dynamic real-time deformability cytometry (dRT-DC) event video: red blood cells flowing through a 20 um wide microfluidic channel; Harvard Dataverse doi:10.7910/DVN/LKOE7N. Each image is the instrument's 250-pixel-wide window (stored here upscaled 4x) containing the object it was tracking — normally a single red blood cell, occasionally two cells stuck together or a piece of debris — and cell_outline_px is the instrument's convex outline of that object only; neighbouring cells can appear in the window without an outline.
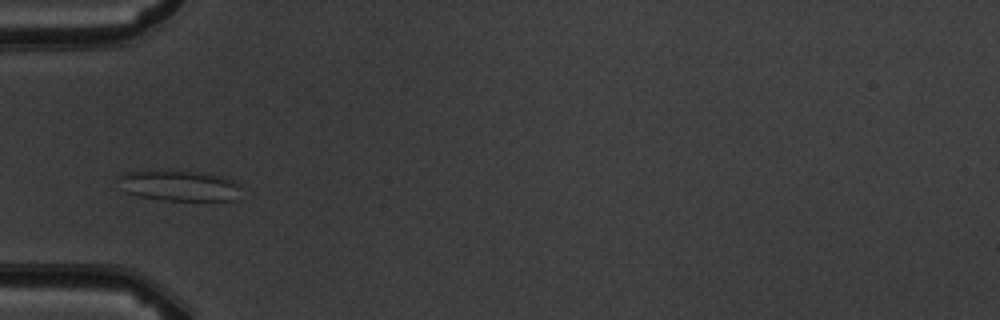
{"species": "common noctule bat (a hibernating species)", "species_latin": "Nyctalus noctula", "temperature_condition": "warm", "stored_images_in_passage": 3, "camera_frame_rate_fps": 3000, "um_per_image_px": 0.085, "animal": {"sex": "male", "body_mass_g": 19.5, "forearm_length_mm": 54.6}, "frame": {"image": 1, "passage_image": 3, "time_ms": 2.333, "image_size_px": [1000, 320], "cell_outline_px": [[240, 184], [236, 200], [160, 200], [136, 196], [128, 192], [116, 176], [124, 172], [200, 172], [224, 176]], "centroid_in_image_um": [15.27, 15.8], "position_along_channel_um": 69.7, "area_um2": 21.39}}